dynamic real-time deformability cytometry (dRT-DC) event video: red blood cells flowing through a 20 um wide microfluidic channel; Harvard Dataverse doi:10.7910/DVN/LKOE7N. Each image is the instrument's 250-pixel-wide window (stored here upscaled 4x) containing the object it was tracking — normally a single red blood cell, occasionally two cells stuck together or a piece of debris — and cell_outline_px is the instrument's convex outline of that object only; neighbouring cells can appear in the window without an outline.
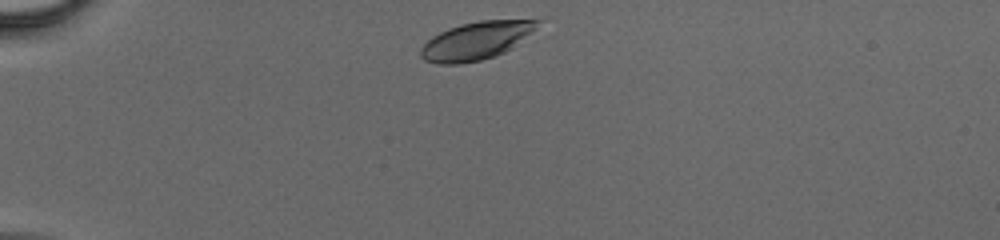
{"species": "human", "species_latin": "Homo sapiens", "temperature_condition": "cold", "stored_images_in_passage": 31, "camera_frame_rate_fps": 3000, "um_per_image_px": 0.085, "donor": {"sex": "male"}, "frame": {"image": 1, "passage_image": 1, "time_ms": 0.0, "image_size_px": [1000, 240], "cell_outline_px": [[540, 20], [536, 28], [512, 48], [504, 52], [480, 60], [460, 64], [436, 64], [424, 60], [420, 56], [420, 48], [432, 36], [448, 28], [460, 24], [480, 20]], "centroid_in_image_um": [40.42, 3.47], "position_along_channel_um": 44.6, "area_um2": 25.55}}
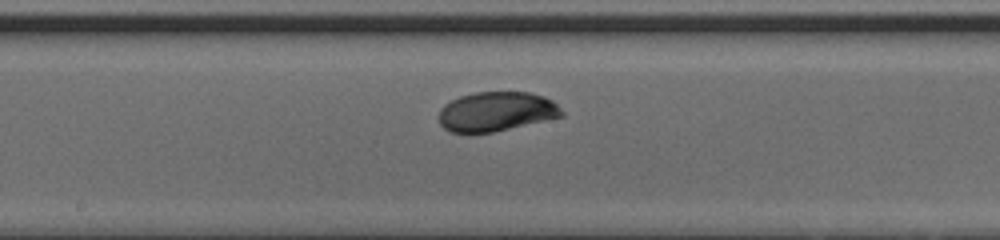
{"frame": {"image": 2, "passage_image": 15, "time_ms": 4.667, "image_size_px": [1000, 240], "cell_outline_px": [[564, 116], [492, 132], [448, 132], [440, 124], [436, 116], [440, 108], [444, 104], [460, 96], [476, 92], [528, 92], [544, 96], [552, 100], [564, 112]], "centroid_in_image_um": [42.15, 9.48], "position_along_channel_um": 206.0, "area_um2": 28.32}}
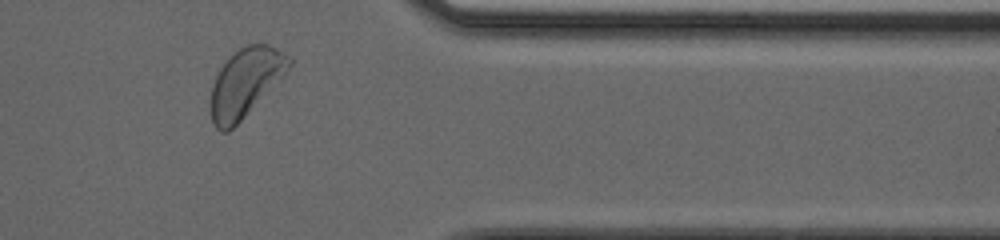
{"frame": {"image": 3, "passage_image": 28, "time_ms": 9.0, "image_size_px": [1000, 240], "cell_outline_px": [[292, 64], [280, 80], [228, 132], [220, 132], [212, 124], [212, 84], [220, 68], [240, 48], [248, 44], [268, 44], [284, 52], [292, 60]], "centroid_in_image_um": [20.88, 7.01], "position_along_channel_um": 390.5, "area_um2": 30.52}}